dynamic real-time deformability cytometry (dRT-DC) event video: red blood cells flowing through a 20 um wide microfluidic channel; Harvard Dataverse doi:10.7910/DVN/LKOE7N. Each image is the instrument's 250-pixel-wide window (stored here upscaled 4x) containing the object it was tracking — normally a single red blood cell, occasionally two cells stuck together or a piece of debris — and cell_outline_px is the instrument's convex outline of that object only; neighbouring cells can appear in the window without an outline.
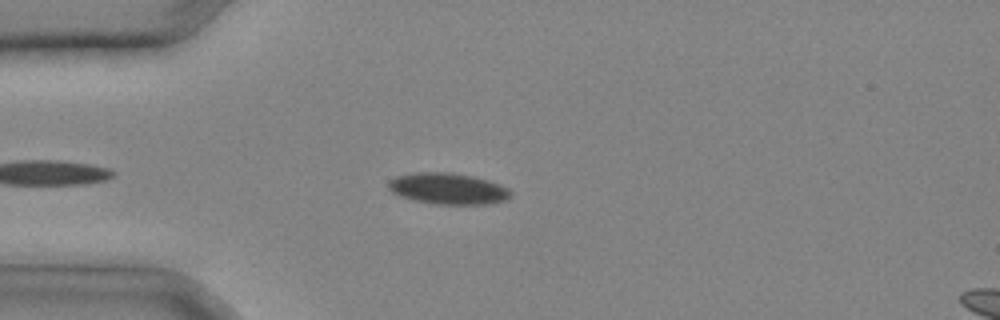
{"species": "common noctule bat (a hibernating species)", "species_latin": "Nyctalus noctula", "temperature_condition": "cold", "stored_images_in_passage": 27, "camera_frame_rate_fps": 3000, "um_per_image_px": 0.085, "animal": {"sex": "male", "body_mass_g": 20.4}, "frame": {"image": 1, "passage_image": 4, "time_ms": 1.0, "image_size_px": [1000, 320], "cell_outline_px": [[512, 196], [508, 200], [492, 204], [436, 204], [416, 200], [400, 196], [392, 192], [388, 188], [388, 180], [396, 176], [416, 172], [452, 172], [472, 176], [488, 180], [500, 184], [508, 188], [512, 192]], "centroid_in_image_um": [38.12, 16.03], "position_along_channel_um": 46.9, "area_um2": 22.48}}
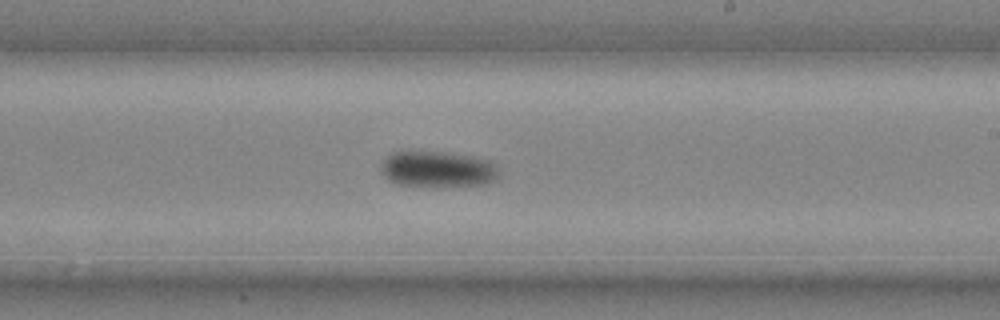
{"frame": {"image": 2, "passage_image": 15, "time_ms": 4.667, "image_size_px": [1000, 320], "cell_outline_px": [[500, 176], [496, 180], [488, 184], [396, 184], [388, 180], [380, 172], [380, 164], [392, 152], [448, 152], [472, 156], [492, 160], [496, 164], [500, 172]], "centroid_in_image_um": [37.25, 14.34], "position_along_channel_um": 251.8, "area_um2": 24.39}}
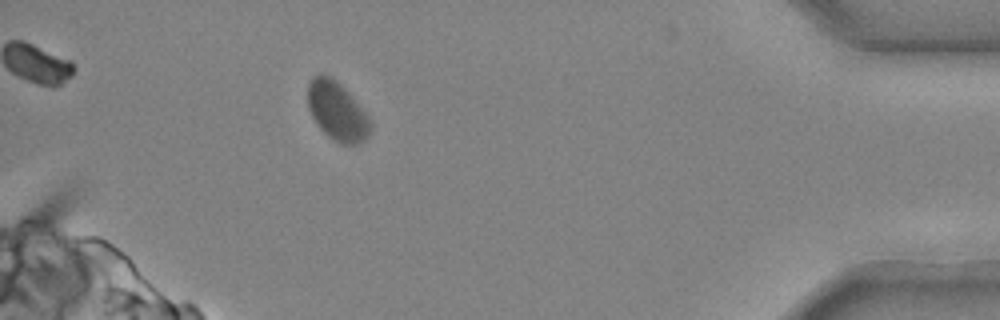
{"frame": {"image": 3, "passage_image": 25, "time_ms": 8.0, "image_size_px": [1000, 320], "cell_outline_px": [[372, 128], [368, 136], [360, 144], [340, 144], [332, 140], [316, 124], [308, 108], [308, 84], [312, 76], [320, 72], [332, 76], [348, 92], [372, 120]], "centroid_in_image_um": [28.65, 9.44], "position_along_channel_um": 406.5, "area_um2": 21.79}}